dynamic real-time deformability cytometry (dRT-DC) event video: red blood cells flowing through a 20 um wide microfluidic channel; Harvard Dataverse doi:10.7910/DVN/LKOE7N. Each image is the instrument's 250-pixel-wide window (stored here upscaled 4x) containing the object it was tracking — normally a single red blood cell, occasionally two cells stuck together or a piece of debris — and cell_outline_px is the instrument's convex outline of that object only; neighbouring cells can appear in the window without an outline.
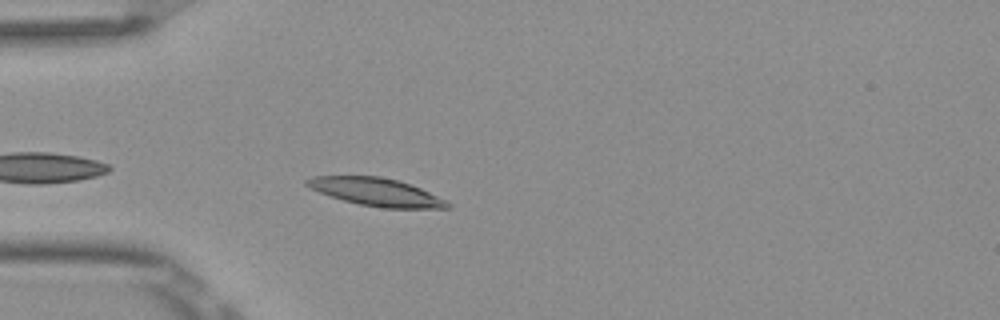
{"species": "Egyptian fruit bat (a non-hibernating species)", "species_latin": "Rousettus aegyptiacus", "temperature_condition": "room temperature", "stored_images_in_passage": 13, "camera_frame_rate_fps": 3000, "um_per_image_px": 0.085, "frame": {"image": 1, "passage_image": 3, "time_ms": 0.667, "image_size_px": [1000, 320], "cell_outline_px": [[452, 208], [380, 208], [360, 204], [344, 200], [320, 192], [304, 184], [304, 180], [312, 176], [380, 176], [396, 180], [420, 188], [448, 200], [452, 204]], "centroid_in_image_um": [32.02, 16.32], "position_along_channel_um": 53.0, "area_um2": 22.72}}
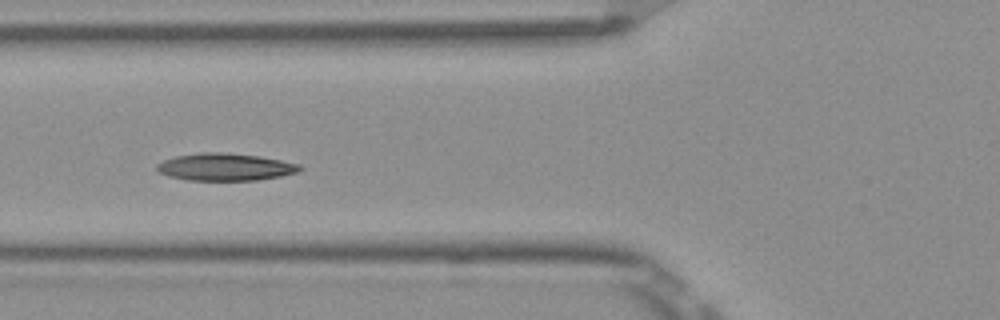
{"frame": {"image": 2, "passage_image": 8, "time_ms": 2.333, "image_size_px": [1000, 320], "cell_outline_px": [[304, 168], [296, 172], [280, 176], [256, 180], [188, 180], [168, 176], [160, 172], [156, 168], [156, 164], [164, 160], [176, 156], [200, 152], [220, 152], [260, 156], [300, 164]], "centroid_in_image_um": [19.14, 14.19], "position_along_channel_um": 106.7, "area_um2": 22.66}}
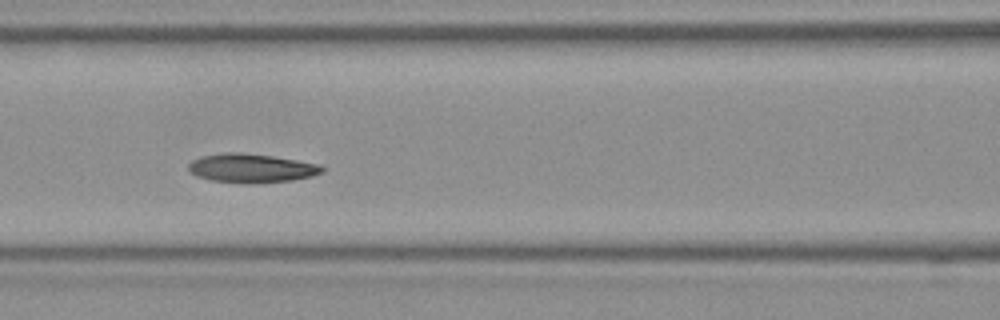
{"frame": {"image": 3, "passage_image": 11, "time_ms": 3.333, "image_size_px": [1000, 320], "cell_outline_px": [[324, 172], [312, 176], [292, 180], [256, 184], [240, 184], [208, 180], [196, 176], [188, 172], [188, 164], [192, 160], [200, 156], [224, 152], [240, 152], [272, 156], [296, 160], [316, 164], [324, 168]], "centroid_in_image_um": [21.29, 14.31], "position_along_channel_um": 145.3, "area_um2": 22.89}}